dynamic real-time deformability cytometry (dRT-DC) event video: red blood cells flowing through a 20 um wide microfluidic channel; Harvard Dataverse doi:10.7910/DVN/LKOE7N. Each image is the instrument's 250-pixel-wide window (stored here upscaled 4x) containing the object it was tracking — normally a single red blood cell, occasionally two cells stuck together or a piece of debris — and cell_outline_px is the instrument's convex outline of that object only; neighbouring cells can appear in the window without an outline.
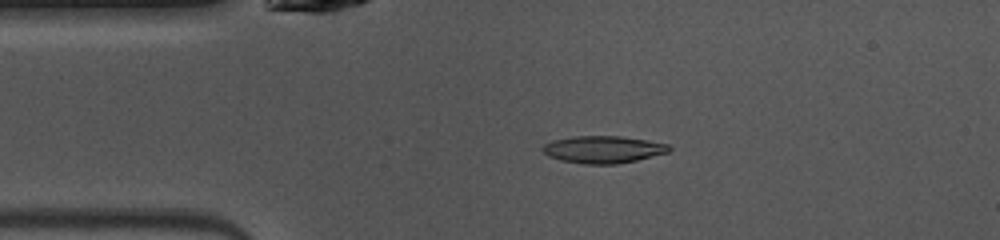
{"species": "common noctule bat (a hibernating species)", "species_latin": "Nyctalus noctula", "temperature_condition": "warm", "stored_images_in_passage": 48, "camera_frame_rate_fps": 3000, "um_per_image_px": 0.085, "animal": {"sex": "female", "body_mass_g": 10.0, "forearm_length_mm": 53.1}, "frame": {"image": 1, "passage_image": 9, "time_ms": 2.667, "image_size_px": [1000, 240], "cell_outline_px": [[672, 148], [668, 152], [636, 160], [616, 164], [584, 164], [560, 160], [548, 156], [540, 148], [544, 144], [552, 140], [576, 136], [620, 136], [648, 140], [668, 144]], "centroid_in_image_um": [51.25, 12.7], "position_along_channel_um": 33.8, "area_um2": 20.06}}
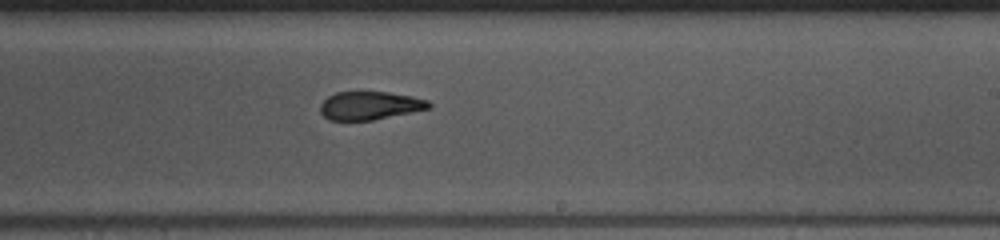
{"frame": {"image": 2, "passage_image": 27, "time_ms": 8.667, "image_size_px": [1000, 240], "cell_outline_px": [[432, 108], [372, 120], [328, 120], [320, 112], [320, 104], [328, 96], [336, 92], [388, 92], [412, 96], [428, 100], [432, 104]], "centroid_in_image_um": [31.45, 8.97], "position_along_channel_um": 257.6, "area_um2": 17.92}}
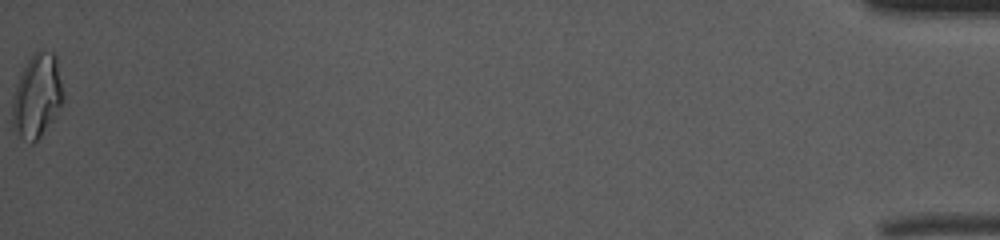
{"frame": {"image": 3, "passage_image": 48, "time_ms": 15.667, "image_size_px": [1000, 240], "cell_outline_px": [[64, 100], [40, 136], [32, 144], [20, 136], [12, 128], [12, 96], [16, 84], [28, 60], [40, 48], [44, 48], [52, 52], [56, 56], [64, 92]], "centroid_in_image_um": [3.14, 8.12], "position_along_channel_um": 432.1, "area_um2": 24.68}, "authors_computed_cell_mechanics": {"area_um2": 18.9295, "velocity_mm_per_s": 4.0688, "shape_relaxation_time_tau1_ms": 9.0639, "shape_relaxation_time_tau2_ms": 2.069, "deformation_change_tau1": 0.2786, "deformation_change_tau2": 0.0931}}